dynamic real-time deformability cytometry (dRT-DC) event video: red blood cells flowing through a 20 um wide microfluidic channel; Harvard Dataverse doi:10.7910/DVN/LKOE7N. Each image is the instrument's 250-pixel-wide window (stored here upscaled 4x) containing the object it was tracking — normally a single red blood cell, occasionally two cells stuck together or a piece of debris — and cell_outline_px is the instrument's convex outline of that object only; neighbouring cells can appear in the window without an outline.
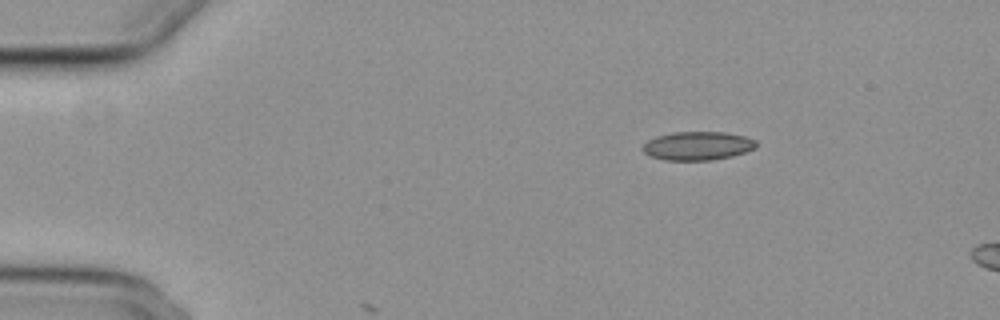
{"species": "common noctule bat (a hibernating species)", "species_latin": "Nyctalus noctula", "temperature_condition": "cold", "stored_images_in_passage": 3, "camera_frame_rate_fps": 3000, "um_per_image_px": 0.085, "animal": {"sex": "female", "body_mass_g": 29.2, "forearm_length_mm": 56.3}, "frame": {"image": 1, "passage_image": 1, "time_ms": 0.0, "image_size_px": [1000, 320], "cell_outline_px": [[756, 148], [732, 156], [712, 160], [664, 160], [648, 156], [640, 148], [648, 140], [656, 136], [672, 132], [724, 132], [744, 136], [756, 140]], "centroid_in_image_um": [59.26, 12.4], "position_along_channel_um": 25.7, "area_um2": 19.02}}